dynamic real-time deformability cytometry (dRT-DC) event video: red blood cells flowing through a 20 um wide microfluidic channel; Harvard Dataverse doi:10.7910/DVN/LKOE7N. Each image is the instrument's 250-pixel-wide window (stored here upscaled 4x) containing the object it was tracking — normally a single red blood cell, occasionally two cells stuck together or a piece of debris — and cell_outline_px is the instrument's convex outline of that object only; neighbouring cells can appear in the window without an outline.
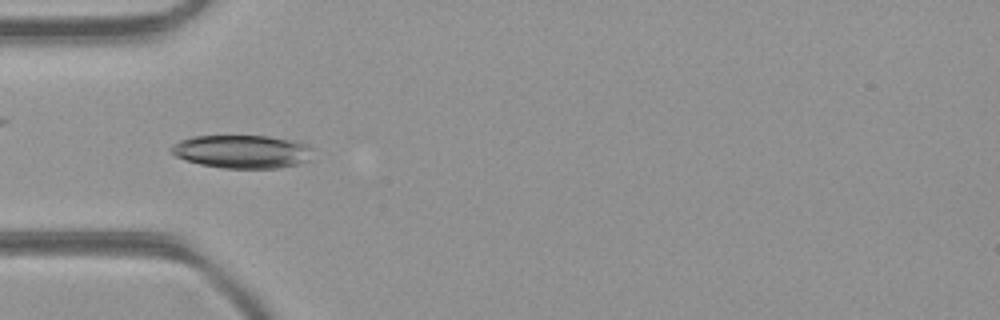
{"species": "common noctule bat (a hibernating species)", "species_latin": "Nyctalus noctula", "temperature_condition": "room temperature", "stored_images_in_passage": 46, "camera_frame_rate_fps": 3000, "um_per_image_px": 0.085, "animal": {"sex": "female", "body_mass_g": 21.9}, "frame": {"image": 1, "passage_image": 14, "time_ms": 4.333, "image_size_px": [1000, 320], "cell_outline_px": [[312, 148], [308, 160], [296, 164], [276, 168], [224, 168], [200, 164], [176, 156], [168, 148], [172, 144], [180, 140], [192, 136], [268, 136], [300, 140], [308, 144]], "centroid_in_image_um": [20.59, 12.86], "position_along_channel_um": 64.4, "area_um2": 27.51}}
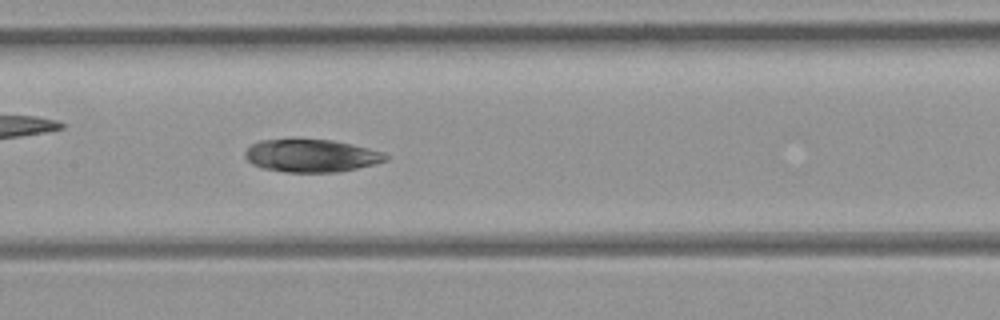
{"frame": {"image": 2, "passage_image": 22, "time_ms": 7.0, "image_size_px": [1000, 320], "cell_outline_px": [[388, 160], [376, 164], [336, 172], [284, 172], [260, 168], [252, 164], [244, 156], [244, 152], [252, 144], [260, 140], [332, 140], [352, 144], [384, 152], [388, 156]], "centroid_in_image_um": [26.46, 13.25], "position_along_channel_um": 180.9, "area_um2": 26.76}}
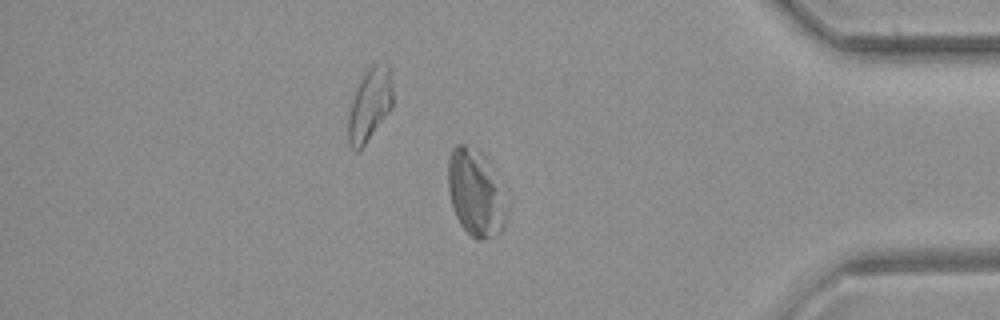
{"frame": {"image": 3, "passage_image": 39, "time_ms": 12.667, "image_size_px": [1000, 320], "cell_outline_px": [[508, 212], [504, 224], [500, 232], [496, 236], [480, 240], [476, 240], [460, 224], [452, 208], [448, 188], [448, 160], [452, 148], [456, 144], [464, 144], [480, 152], [488, 160], [508, 204]], "centroid_in_image_um": [40.43, 16.42], "position_along_channel_um": 394.8, "area_um2": 29.71}}